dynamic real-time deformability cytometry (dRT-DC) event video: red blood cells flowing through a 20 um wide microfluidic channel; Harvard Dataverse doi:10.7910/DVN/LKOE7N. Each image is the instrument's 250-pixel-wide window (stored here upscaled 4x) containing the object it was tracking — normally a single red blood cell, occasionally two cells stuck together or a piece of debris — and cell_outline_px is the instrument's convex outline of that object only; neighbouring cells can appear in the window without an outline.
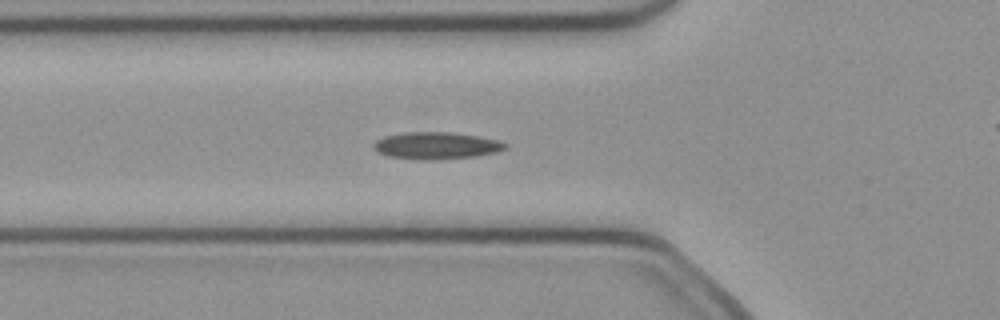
{"species": "common noctule bat (a hibernating species)", "species_latin": "Nyctalus noctula", "temperature_condition": "cold", "stored_images_in_passage": 43, "camera_frame_rate_fps": 3000, "um_per_image_px": 0.085, "animal": {"sex": "female", "body_mass_g": 21.9}, "frame": {"image": 1, "passage_image": 9, "time_ms": 2.667, "image_size_px": [1000, 320], "cell_outline_px": [[508, 148], [496, 152], [476, 156], [436, 160], [420, 160], [388, 156], [376, 152], [372, 148], [372, 144], [376, 140], [384, 136], [404, 132], [452, 132], [500, 140], [508, 144]], "centroid_in_image_um": [37.06, 12.38], "position_along_channel_um": 88.7, "area_um2": 21.04}}
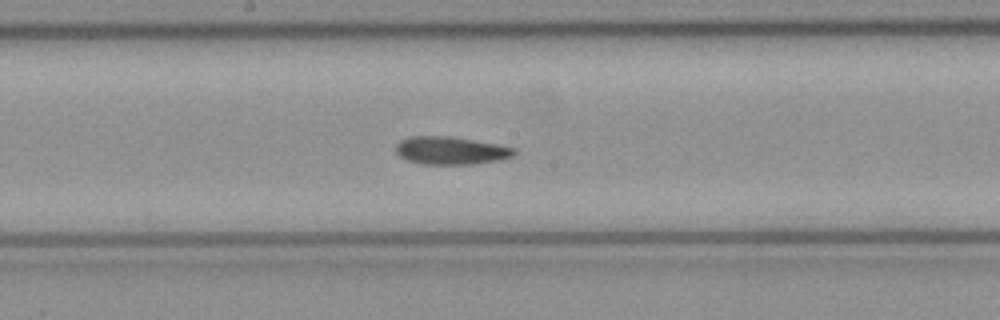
{"frame": {"image": 2, "passage_image": 18, "time_ms": 5.667, "image_size_px": [1000, 320], "cell_outline_px": [[516, 152], [512, 156], [504, 160], [476, 164], [420, 164], [408, 160], [400, 156], [396, 152], [396, 144], [400, 140], [408, 136], [452, 136], [496, 144], [516, 148]], "centroid_in_image_um": [38.33, 12.8], "position_along_channel_um": 209.9, "area_um2": 19.42}}
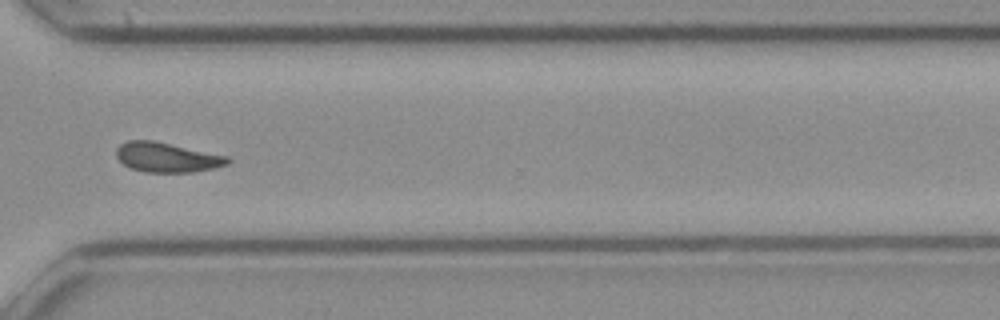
{"frame": {"image": 3, "passage_image": 29, "time_ms": 9.333, "image_size_px": [1000, 320], "cell_outline_px": [[232, 160], [228, 164], [212, 168], [192, 172], [144, 172], [132, 168], [124, 164], [116, 156], [116, 148], [120, 144], [128, 140], [152, 140], [228, 156]], "centroid_in_image_um": [14.18, 13.37], "position_along_channel_um": 356.4, "area_um2": 19.13}}